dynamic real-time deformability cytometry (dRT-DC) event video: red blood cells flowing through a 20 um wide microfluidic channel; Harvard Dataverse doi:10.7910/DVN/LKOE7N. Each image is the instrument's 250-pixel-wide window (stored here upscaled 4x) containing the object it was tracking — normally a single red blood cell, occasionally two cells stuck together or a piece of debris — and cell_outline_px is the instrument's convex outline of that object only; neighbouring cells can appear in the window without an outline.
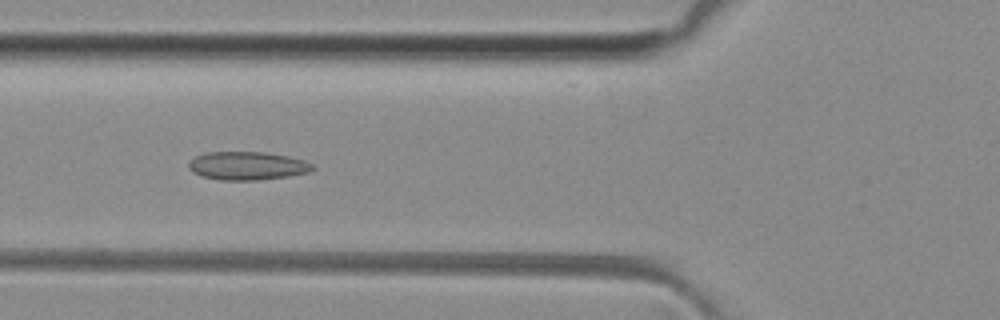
{"species": "common noctule bat (a hibernating species)", "species_latin": "Nyctalus noctula", "temperature_condition": "room temperature", "stored_images_in_passage": 51, "camera_frame_rate_fps": 3000, "um_per_image_px": 0.085, "animal": {"sex": "female", "body_mass_g": 29.2, "forearm_length_mm": 56.3}, "frame": {"image": 1, "passage_image": 19, "time_ms": 6.0, "image_size_px": [1000, 320], "cell_outline_px": [[316, 168], [308, 172], [288, 176], [260, 180], [220, 180], [200, 176], [192, 172], [188, 168], [188, 160], [204, 152], [264, 152], [288, 156], [304, 160], [312, 164]], "centroid_in_image_um": [20.98, 14.09], "position_along_channel_um": 104.8, "area_um2": 20.63}}
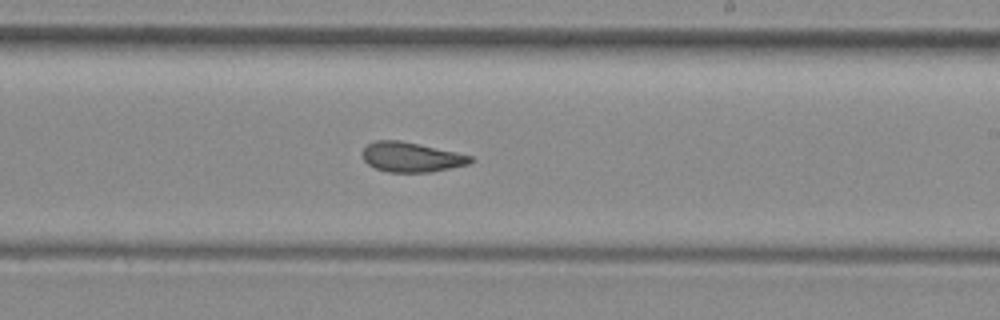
{"frame": {"image": 2, "passage_image": 30, "time_ms": 9.667, "image_size_px": [1000, 320], "cell_outline_px": [[476, 160], [468, 164], [432, 172], [388, 172], [376, 168], [368, 164], [364, 160], [360, 152], [368, 144], [376, 140], [400, 140], [420, 144], [456, 152], [472, 156]], "centroid_in_image_um": [34.96, 13.35], "position_along_channel_um": 254.0, "area_um2": 18.84}}
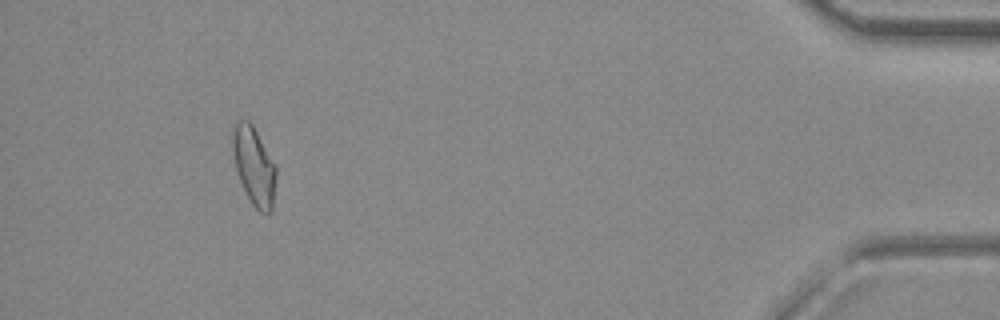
{"frame": {"image": 3, "passage_image": 47, "time_ms": 15.333, "image_size_px": [1000, 320], "cell_outline_px": [[276, 180], [272, 212], [268, 216], [260, 212], [252, 204], [240, 180], [236, 168], [232, 152], [232, 124], [240, 116], [248, 120], [252, 124], [276, 164]], "centroid_in_image_um": [21.59, 14.06], "position_along_channel_um": 413.6, "area_um2": 20.29}, "authors_computed_cell_mechanics": {"area_um2": 19.941, "velocity_mm_per_s": 4.0726, "shape_relaxation_time_tau1_ms": null, "shape_relaxation_time_tau2_ms": 0.6843, "deformation_change_tau1": null, "deformation_change_tau2": 0.0637}}